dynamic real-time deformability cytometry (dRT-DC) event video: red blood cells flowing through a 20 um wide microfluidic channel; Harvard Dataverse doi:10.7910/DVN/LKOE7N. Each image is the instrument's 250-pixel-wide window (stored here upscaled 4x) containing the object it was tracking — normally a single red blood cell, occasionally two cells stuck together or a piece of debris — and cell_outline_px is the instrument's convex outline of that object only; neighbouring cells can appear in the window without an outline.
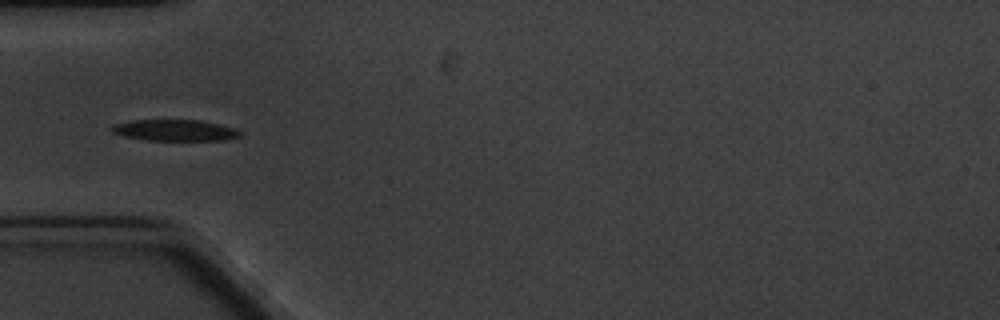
{"species": "common noctule bat (a hibernating species)", "species_latin": "Nyctalus noctula", "temperature_condition": "cold", "stored_images_in_passage": 9, "camera_frame_rate_fps": 3000, "um_per_image_px": 0.085, "animal": {"sex": "male", "body_mass_g": 20.1, "forearm_length_mm": 53.5}, "frame": {"image": 1, "passage_image": 6, "time_ms": 6.0, "image_size_px": [1000, 320], "cell_outline_px": [[240, 136], [224, 140], [148, 140], [124, 136], [112, 132], [112, 124], [132, 120], [200, 120], [236, 128], [240, 132]], "centroid_in_image_um": [14.86, 11.07], "position_along_channel_um": 70.1, "area_um2": 15.78}}